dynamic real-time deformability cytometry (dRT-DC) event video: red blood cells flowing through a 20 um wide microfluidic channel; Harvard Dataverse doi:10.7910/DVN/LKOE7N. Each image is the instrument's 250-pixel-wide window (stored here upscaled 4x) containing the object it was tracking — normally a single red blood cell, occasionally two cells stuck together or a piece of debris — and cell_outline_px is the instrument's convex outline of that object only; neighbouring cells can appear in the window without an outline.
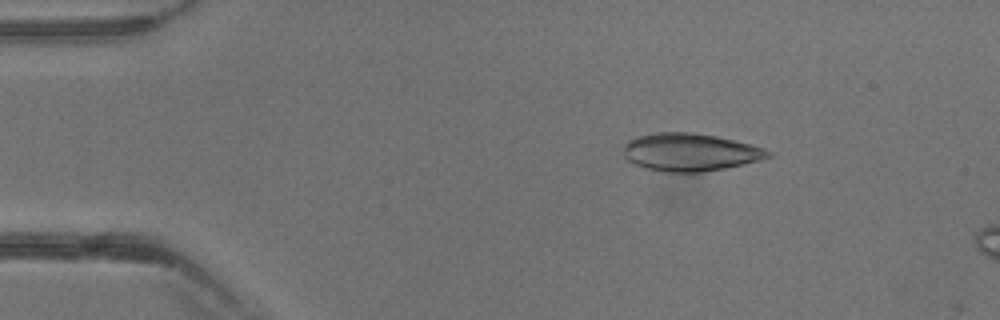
{"species": "common noctule bat (a hibernating species)", "species_latin": "Nyctalus noctula", "temperature_condition": "warm", "stored_images_in_passage": 9, "camera_frame_rate_fps": 3000, "um_per_image_px": 0.085, "animal": {"sex": "male", "body_mass_g": 13.3}, "frame": {"image": 1, "passage_image": 6, "time_ms": 1.667, "image_size_px": [1000, 320], "cell_outline_px": [[772, 156], [760, 160], [744, 164], [724, 168], [700, 172], [668, 172], [644, 168], [632, 164], [624, 156], [624, 144], [628, 140], [640, 136], [656, 132], [692, 132], [716, 136], [752, 144], [764, 148], [772, 152]], "centroid_in_image_um": [58.66, 12.93], "position_along_channel_um": 26.3, "area_um2": 31.91}}